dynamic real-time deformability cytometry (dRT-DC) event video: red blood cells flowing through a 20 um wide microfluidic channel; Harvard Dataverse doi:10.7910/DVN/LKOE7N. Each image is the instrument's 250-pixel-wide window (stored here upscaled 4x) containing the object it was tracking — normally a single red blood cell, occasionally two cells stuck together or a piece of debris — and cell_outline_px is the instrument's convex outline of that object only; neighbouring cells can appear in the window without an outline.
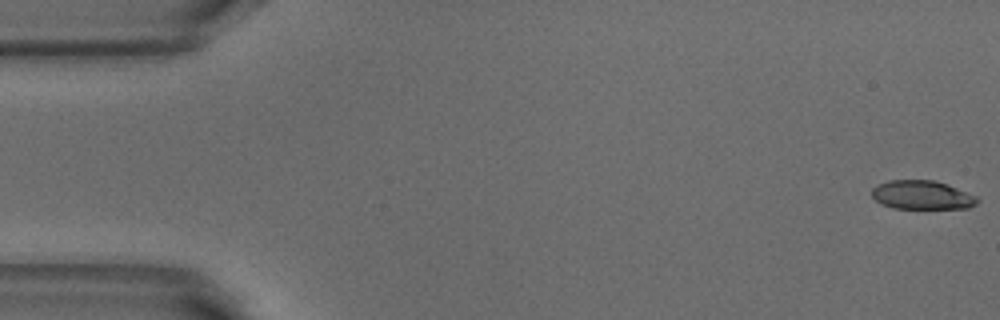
{"species": "common noctule bat (a hibernating species)", "species_latin": "Nyctalus noctula", "temperature_condition": "warm", "stored_images_in_passage": 46, "camera_frame_rate_fps": 3000, "um_per_image_px": 0.085, "animal": {"sex": "male", "body_mass_g": 18.8}, "frame": {"image": 1, "passage_image": 1, "time_ms": 0.0, "image_size_px": [1000, 320], "cell_outline_px": [[980, 200], [976, 204], [968, 208], [892, 208], [880, 204], [872, 196], [872, 188], [876, 184], [888, 180], [932, 180], [948, 184], [976, 196]], "centroid_in_image_um": [78.35, 16.57], "position_along_channel_um": 6.7, "area_um2": 17.8}}
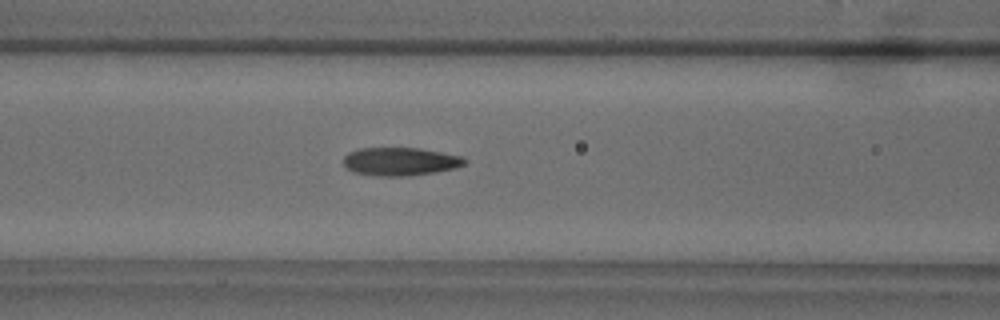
{"frame": {"image": 2, "passage_image": 21, "time_ms": 6.667, "image_size_px": [1000, 320], "cell_outline_px": [[468, 160], [464, 164], [456, 168], [408, 176], [376, 176], [352, 172], [344, 164], [344, 156], [348, 152], [360, 148], [420, 148], [460, 156]], "centroid_in_image_um": [33.99, 13.73], "position_along_channel_um": 132.6, "area_um2": 19.83}}
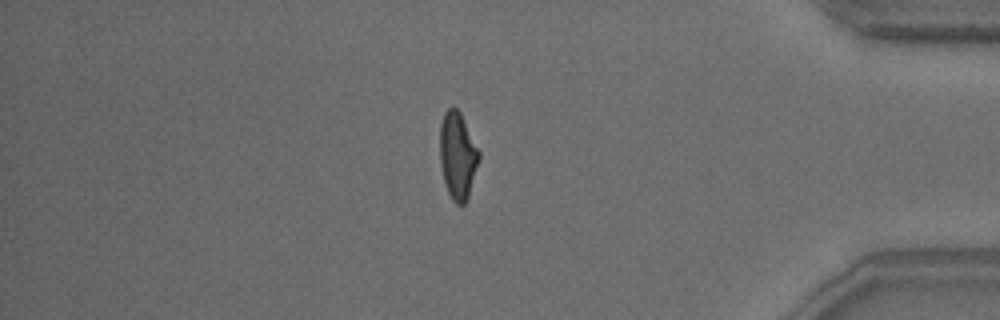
{"frame": {"image": 3, "passage_image": 44, "time_ms": 14.333, "image_size_px": [1000, 320], "cell_outline_px": [[480, 160], [468, 196], [464, 204], [456, 204], [452, 200], [448, 192], [444, 180], [440, 164], [440, 124], [444, 112], [448, 108], [456, 108], [460, 112], [480, 152]], "centroid_in_image_um": [38.9, 13.22], "position_along_channel_um": 396.3, "area_um2": 19.77}, "authors_computed_cell_mechanics": {"area_um2": 19.6809, "velocity_mm_per_s": 3.8913, "shape_relaxation_time_tau1_ms": 4.6882, "shape_relaxation_time_tau2_ms": 1.4054, "deformation_change_tau1": 0.2032, "deformation_change_tau2": 0.1004}}